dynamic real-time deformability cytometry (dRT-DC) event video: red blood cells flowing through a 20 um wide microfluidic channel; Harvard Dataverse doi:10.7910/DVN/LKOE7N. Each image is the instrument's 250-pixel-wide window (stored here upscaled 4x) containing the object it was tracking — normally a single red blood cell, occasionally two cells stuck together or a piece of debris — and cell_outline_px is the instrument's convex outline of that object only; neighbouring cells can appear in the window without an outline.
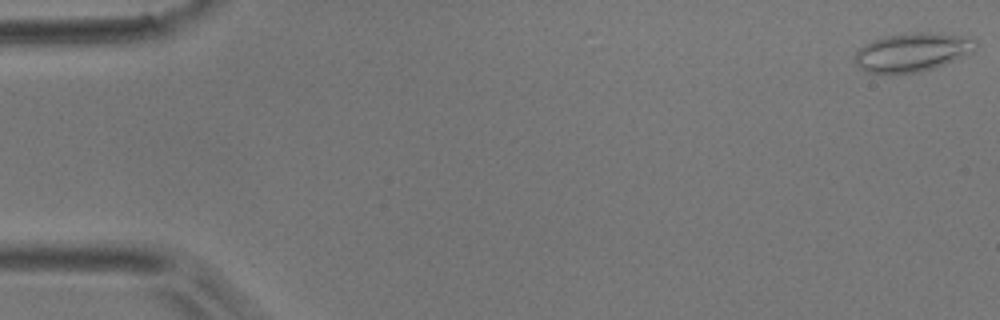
{"species": "common noctule bat (a hibernating species)", "species_latin": "Nyctalus noctula", "temperature_condition": "room temperature", "stored_images_in_passage": 54, "camera_frame_rate_fps": 3000, "um_per_image_px": 0.085, "animal": {"sex": "male", "body_mass_g": 17.9}, "frame": {"image": 1, "passage_image": 1, "time_ms": 0.0, "image_size_px": [1000, 320], "cell_outline_px": [[976, 48], [944, 64], [920, 72], [892, 76], [888, 76], [864, 72], [856, 64], [856, 52], [864, 44], [872, 40], [896, 32], [928, 32], [972, 36], [976, 40]], "centroid_in_image_um": [77.48, 4.44], "position_along_channel_um": 7.5, "area_um2": 27.92}}
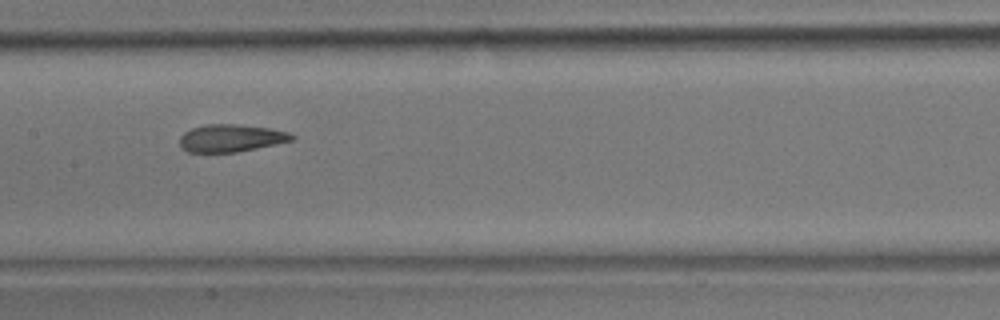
{"frame": {"image": 2, "passage_image": 27, "time_ms": 8.667, "image_size_px": [1000, 320], "cell_outline_px": [[296, 140], [236, 152], [188, 152], [180, 148], [180, 136], [184, 132], [192, 128], [204, 124], [236, 124], [268, 128], [288, 132], [296, 136]], "centroid_in_image_um": [19.63, 11.74], "position_along_channel_um": 187.8, "area_um2": 18.03}}
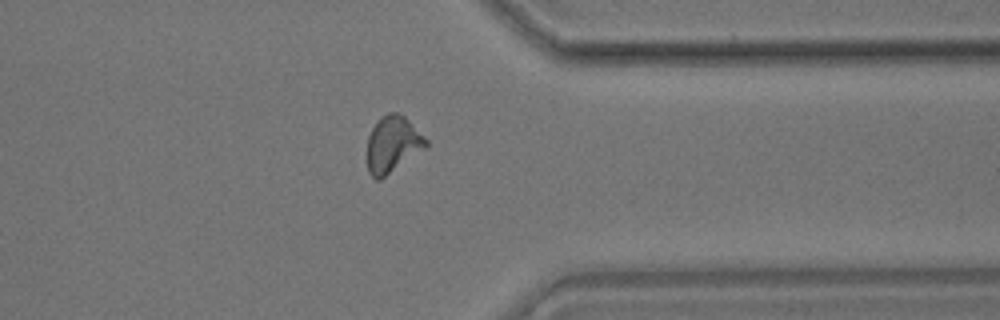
{"frame": {"image": 3, "passage_image": 43, "time_ms": 14.0, "image_size_px": [1000, 320], "cell_outline_px": [[428, 148], [380, 180], [376, 180], [368, 172], [368, 136], [372, 128], [380, 116], [388, 112], [400, 112], [428, 140]], "centroid_in_image_um": [33.4, 12.27], "position_along_channel_um": 378.0, "area_um2": 19.59}, "authors_computed_cell_mechanics": {"area_um2": 18.9295, "velocity_mm_per_s": 3.6978, "shape_relaxation_time_tau1_ms": null, "shape_relaxation_time_tau2_ms": 2.1497, "deformation_change_tau1": null, "deformation_change_tau2": 0.1018}}